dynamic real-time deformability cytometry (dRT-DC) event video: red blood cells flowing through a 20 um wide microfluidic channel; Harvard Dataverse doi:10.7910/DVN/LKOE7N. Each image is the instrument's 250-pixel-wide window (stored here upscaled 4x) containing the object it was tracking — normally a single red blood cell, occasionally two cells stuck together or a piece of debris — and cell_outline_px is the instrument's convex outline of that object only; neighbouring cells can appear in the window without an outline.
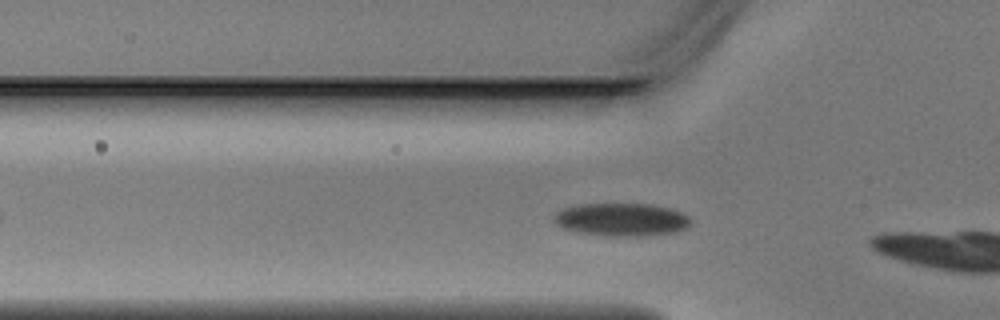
{"species": "Egyptian fruit bat (a non-hibernating species)", "species_latin": "Rousettus aegyptiacus", "temperature_condition": "warm", "stored_images_in_passage": 3, "camera_frame_rate_fps": 3000, "um_per_image_px": 0.085, "animal": {"sex": "male"}, "frame": {"image": 1, "passage_image": 3, "time_ms": 0.667, "image_size_px": [1000, 320], "cell_outline_px": [[688, 228], [676, 232], [644, 236], [616, 236], [580, 232], [564, 228], [556, 224], [552, 216], [556, 212], [564, 208], [580, 204], [648, 204], [668, 208], [680, 212], [688, 216]], "centroid_in_image_um": [52.81, 18.66], "position_along_channel_um": 73.0, "area_um2": 25.95}}